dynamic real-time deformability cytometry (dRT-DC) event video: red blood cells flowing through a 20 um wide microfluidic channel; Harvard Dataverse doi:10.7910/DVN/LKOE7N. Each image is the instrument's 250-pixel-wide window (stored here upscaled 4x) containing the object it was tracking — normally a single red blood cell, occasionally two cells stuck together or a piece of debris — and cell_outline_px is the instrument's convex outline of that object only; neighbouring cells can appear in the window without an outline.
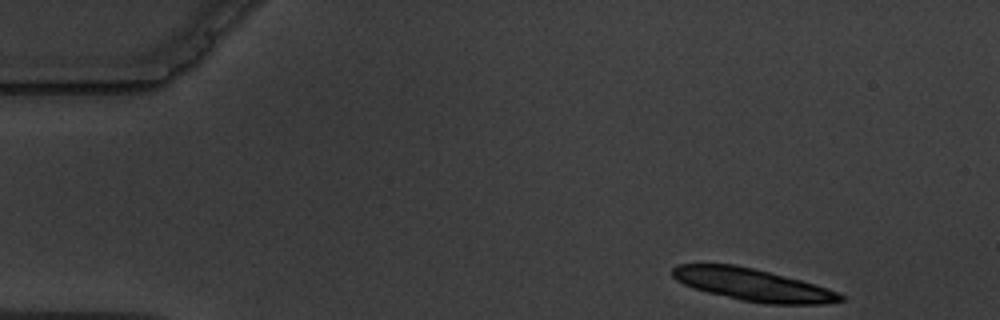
{"species": "common noctule bat (a hibernating species)", "species_latin": "Nyctalus noctula", "temperature_condition": "warm", "stored_images_in_passage": 4, "camera_frame_rate_fps": 3000, "um_per_image_px": 0.085, "animal": {"sex": "male", "body_mass_g": 19.5, "forearm_length_mm": 54.6}, "frame": {"image": 1, "passage_image": 1, "time_ms": 0.0, "image_size_px": [1000, 320], "cell_outline_px": [[844, 300], [824, 304], [768, 304], [740, 300], [708, 292], [684, 284], [676, 280], [672, 276], [672, 268], [676, 264], [732, 264], [752, 268], [800, 280], [836, 292], [844, 296]], "centroid_in_image_um": [63.94, 24.2], "position_along_channel_um": 21.1, "area_um2": 31.1}}
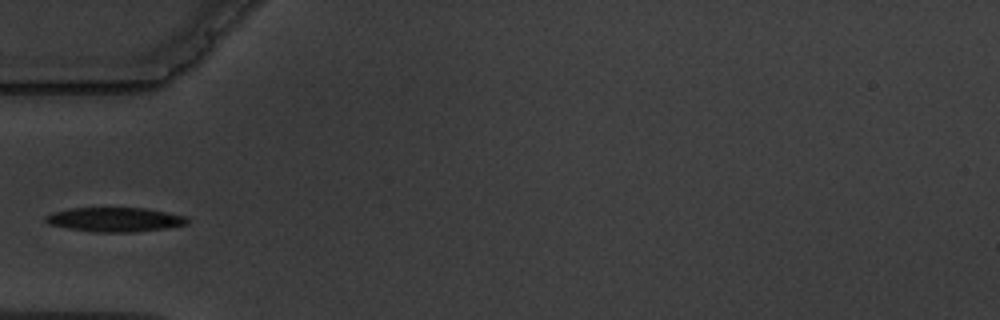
{"frame": {"image": 2, "passage_image": 4, "time_ms": 4.333, "image_size_px": [1000, 320], "cell_outline_px": [[188, 224], [168, 228], [132, 232], [96, 232], [68, 228], [48, 224], [44, 220], [44, 216], [68, 208], [144, 208], [168, 212], [184, 216], [188, 220]], "centroid_in_image_um": [9.77, 18.66], "position_along_channel_um": 75.2, "area_um2": 20.0}}